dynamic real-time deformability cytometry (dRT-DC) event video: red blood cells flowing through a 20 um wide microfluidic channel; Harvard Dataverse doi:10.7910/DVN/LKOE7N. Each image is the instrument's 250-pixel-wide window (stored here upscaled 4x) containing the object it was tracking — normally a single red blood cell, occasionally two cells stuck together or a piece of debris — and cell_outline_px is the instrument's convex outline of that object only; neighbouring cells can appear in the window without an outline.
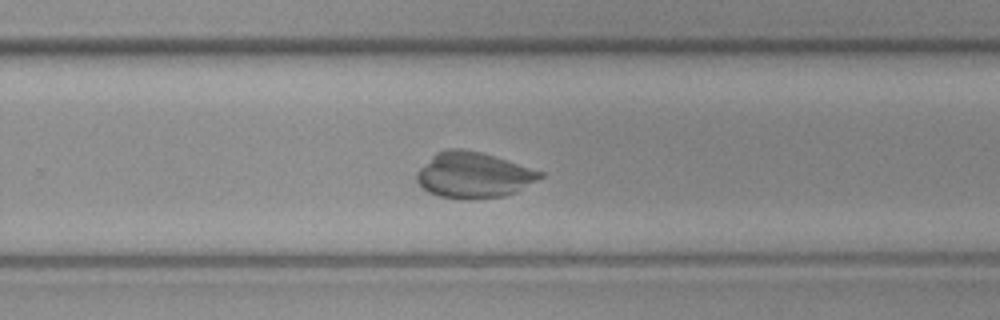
{"species": "common noctule bat (a hibernating species)", "species_latin": "Nyctalus noctula", "temperature_condition": "cold", "stored_images_in_passage": 48, "camera_frame_rate_fps": 3000, "um_per_image_px": 0.085, "animal": {"sex": "female", "body_mass_g": 19.3, "forearm_length_mm": 54.1}, "frame": {"image": 1, "passage_image": 32, "time_ms": 10.333, "image_size_px": [1000, 320], "cell_outline_px": [[544, 176], [516, 192], [504, 196], [472, 200], [460, 200], [440, 196], [428, 192], [416, 180], [416, 172], [436, 152], [448, 148], [464, 148], [480, 152], [544, 172]], "centroid_in_image_um": [40.23, 14.89], "position_along_channel_um": 289.6, "area_um2": 32.95}}
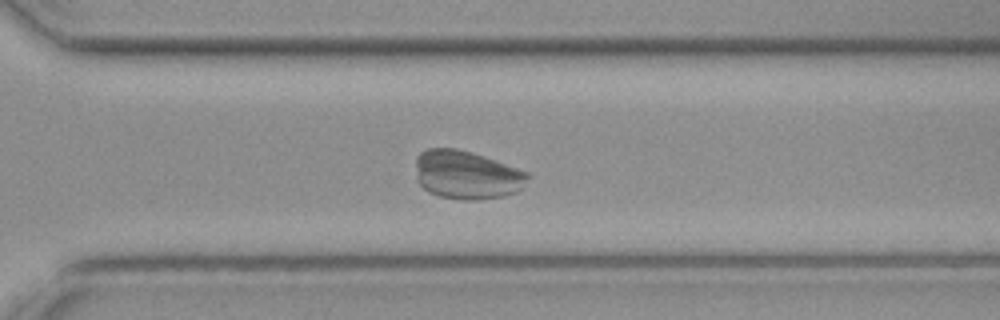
{"frame": {"image": 2, "passage_image": 35, "time_ms": 11.333, "image_size_px": [1000, 320], "cell_outline_px": [[528, 176], [520, 188], [516, 192], [504, 196], [480, 200], [464, 200], [440, 196], [428, 192], [416, 180], [416, 156], [420, 152], [428, 148], [456, 148], [472, 152], [484, 156], [528, 172]], "centroid_in_image_um": [39.62, 14.86], "position_along_channel_um": 331.0, "area_um2": 31.67}}